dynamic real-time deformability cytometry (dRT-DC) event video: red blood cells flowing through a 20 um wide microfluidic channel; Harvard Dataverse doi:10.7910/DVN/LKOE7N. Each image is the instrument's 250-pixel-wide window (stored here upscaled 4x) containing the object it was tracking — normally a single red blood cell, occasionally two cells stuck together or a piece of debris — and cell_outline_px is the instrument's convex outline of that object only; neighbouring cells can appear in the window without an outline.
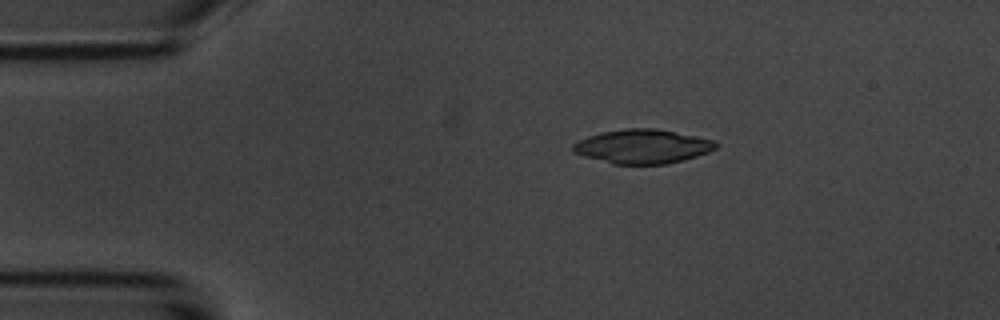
{"species": "common noctule bat (a hibernating species)", "species_latin": "Nyctalus noctula", "temperature_condition": "room temperature", "stored_images_in_passage": 5, "camera_frame_rate_fps": 3000, "um_per_image_px": 0.085, "animal": {"sex": "male", "body_mass_g": 20.1, "forearm_length_mm": 53.5}, "frame": {"image": 1, "passage_image": 3, "time_ms": 2.667, "image_size_px": [1000, 320], "cell_outline_px": [[720, 144], [716, 148], [708, 152], [684, 160], [664, 164], [612, 164], [584, 156], [572, 152], [572, 144], [588, 136], [600, 132], [624, 128], [656, 128], [716, 140]], "centroid_in_image_um": [54.62, 12.44], "position_along_channel_um": 30.4, "area_um2": 28.55}}
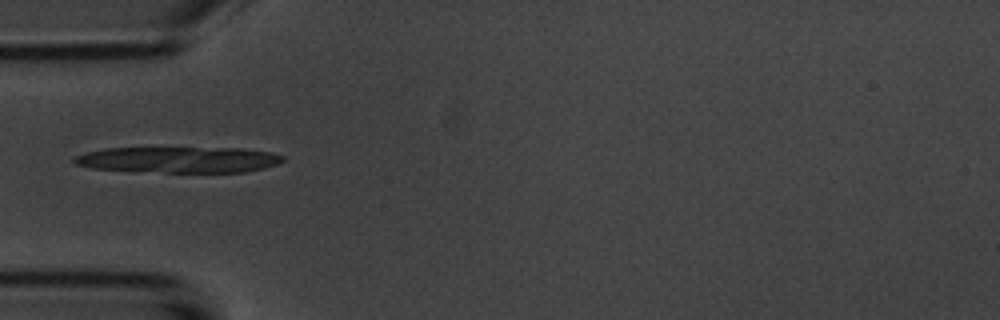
{"frame": {"image": 2, "passage_image": 5, "time_ms": 5.0, "image_size_px": [1000, 320], "cell_outline_px": [[284, 160], [276, 164], [264, 168], [244, 172], [164, 172], [92, 168], [76, 164], [72, 160], [76, 156], [88, 152], [104, 148], [240, 148], [272, 152], [284, 156]], "centroid_in_image_um": [15.24, 13.57], "position_along_channel_um": 69.8, "area_um2": 31.33}}